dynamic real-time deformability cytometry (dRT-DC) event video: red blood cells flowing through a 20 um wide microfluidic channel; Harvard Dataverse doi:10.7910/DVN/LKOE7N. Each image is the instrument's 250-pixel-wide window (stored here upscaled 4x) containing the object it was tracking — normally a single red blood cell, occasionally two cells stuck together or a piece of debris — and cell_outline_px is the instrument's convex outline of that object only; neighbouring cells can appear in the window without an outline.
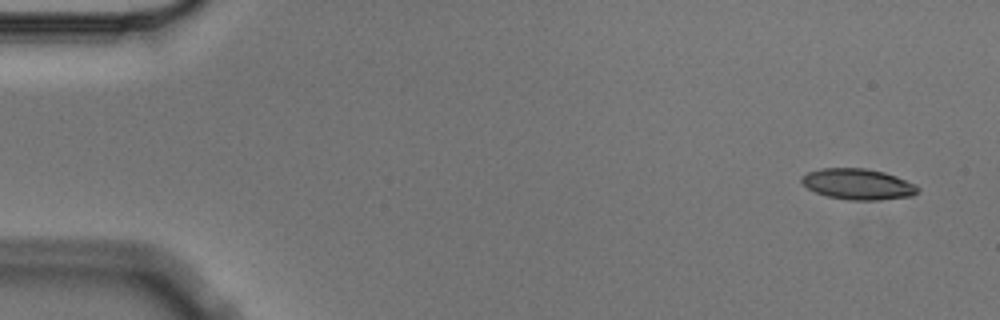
{"species": "Egyptian fruit bat (a non-hibernating species)", "species_latin": "Rousettus aegyptiacus", "temperature_condition": "cold", "stored_images_in_passage": 6, "camera_frame_rate_fps": 3000, "um_per_image_px": 0.085, "animal": {"sex": "male"}, "frame": {"image": 1, "passage_image": 1, "time_ms": 0.0, "image_size_px": [1000, 320], "cell_outline_px": [[920, 192], [912, 196], [880, 200], [848, 200], [828, 196], [816, 192], [808, 188], [800, 180], [800, 176], [808, 172], [820, 168], [864, 168], [884, 172], [896, 176], [916, 184], [920, 188]], "centroid_in_image_um": [72.95, 15.65], "position_along_channel_um": 12.0, "area_um2": 21.04}}
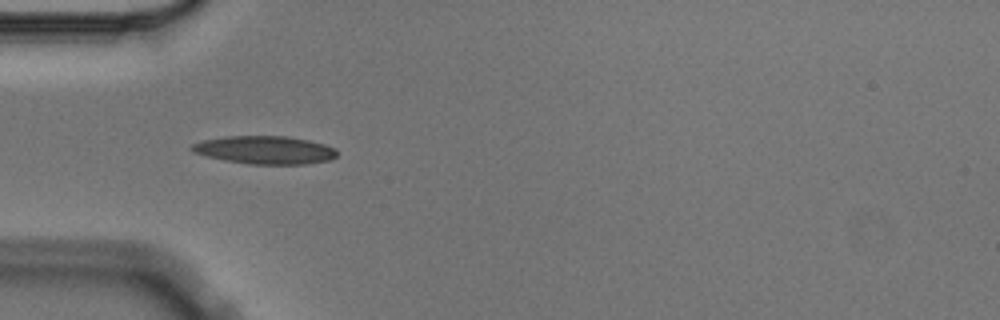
{"frame": {"image": 2, "passage_image": 5, "time_ms": 1.333, "image_size_px": [1000, 320], "cell_outline_px": [[336, 156], [328, 160], [304, 164], [248, 164], [224, 160], [192, 152], [188, 148], [192, 144], [204, 140], [224, 136], [284, 136], [308, 140], [324, 144], [336, 148]], "centroid_in_image_um": [22.48, 12.74], "position_along_channel_um": 62.5, "area_um2": 23.64}}
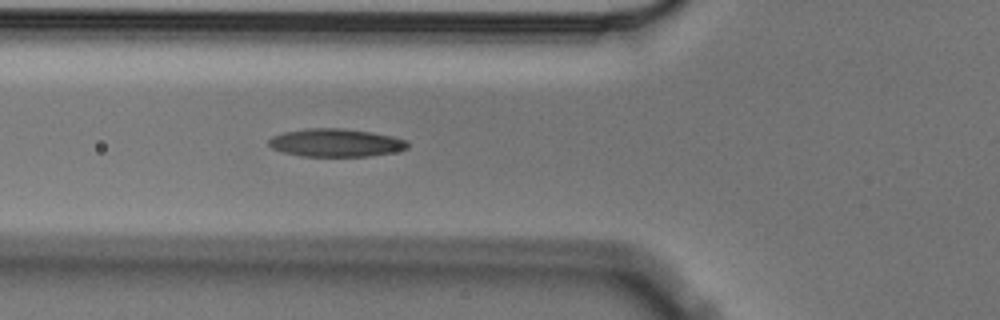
{"frame": {"image": 3, "passage_image": 6, "time_ms": 1.667, "image_size_px": [1000, 320], "cell_outline_px": [[408, 148], [392, 152], [368, 156], [300, 156], [284, 152], [272, 148], [268, 144], [268, 140], [272, 136], [284, 132], [308, 128], [340, 128], [372, 132], [392, 136], [408, 140]], "centroid_in_image_um": [28.53, 12.13], "position_along_channel_um": 97.3, "area_um2": 22.6}}